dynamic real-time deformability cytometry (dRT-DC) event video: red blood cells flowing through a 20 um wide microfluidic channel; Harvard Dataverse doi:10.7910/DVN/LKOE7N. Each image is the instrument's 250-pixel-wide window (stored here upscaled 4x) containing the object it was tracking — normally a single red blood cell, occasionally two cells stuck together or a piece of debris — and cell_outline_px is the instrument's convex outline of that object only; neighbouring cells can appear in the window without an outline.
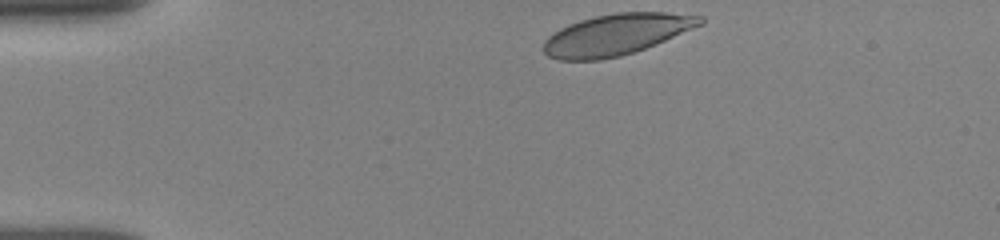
{"species": "human", "species_latin": "Homo sapiens", "temperature_condition": "room temperature", "stored_images_in_passage": 15, "camera_frame_rate_fps": 3000, "um_per_image_px": 0.085, "donor": {"sex": "female"}, "frame": {"image": 1, "passage_image": 1, "time_ms": 0.0, "image_size_px": [1000, 240], "cell_outline_px": [[704, 24], [644, 48], [620, 56], [600, 60], [560, 60], [548, 56], [544, 52], [544, 40], [548, 36], [560, 28], [568, 24], [580, 20], [596, 16], [616, 12], [664, 12], [704, 16]], "centroid_in_image_um": [52.38, 2.93], "position_along_channel_um": 32.6, "area_um2": 37.34}}
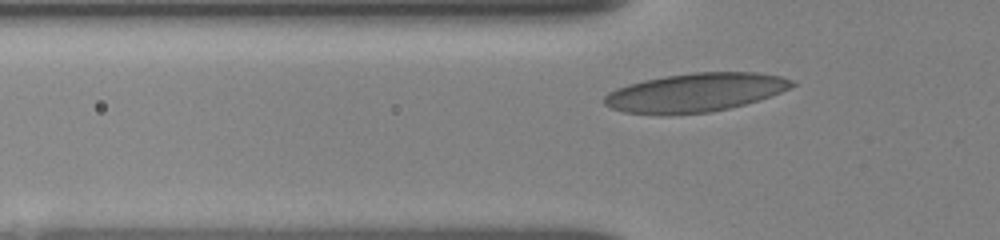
{"frame": {"image": 2, "passage_image": 10, "time_ms": 2.333, "image_size_px": [1000, 240], "cell_outline_px": [[796, 84], [780, 92], [744, 104], [712, 112], [660, 116], [624, 112], [612, 108], [604, 104], [604, 96], [608, 92], [616, 88], [628, 84], [644, 80], [692, 72], [756, 72], [780, 76], [796, 80]], "centroid_in_image_um": [59.06, 7.87], "position_along_channel_um": 66.7, "area_um2": 42.43}}
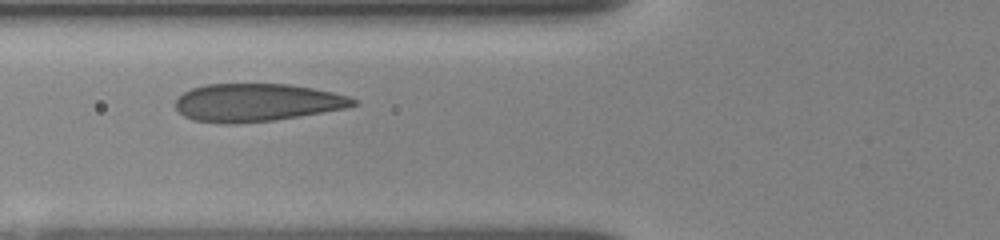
{"frame": {"image": 3, "passage_image": 14, "time_ms": 3.333, "image_size_px": [1000, 240], "cell_outline_px": [[360, 104], [344, 108], [300, 116], [272, 120], [236, 124], [224, 124], [192, 120], [184, 116], [176, 108], [176, 100], [184, 92], [192, 88], [204, 84], [288, 84], [312, 88], [332, 92], [348, 96], [360, 100]], "centroid_in_image_um": [21.83, 8.72], "position_along_channel_um": 104.0, "area_um2": 39.25}}